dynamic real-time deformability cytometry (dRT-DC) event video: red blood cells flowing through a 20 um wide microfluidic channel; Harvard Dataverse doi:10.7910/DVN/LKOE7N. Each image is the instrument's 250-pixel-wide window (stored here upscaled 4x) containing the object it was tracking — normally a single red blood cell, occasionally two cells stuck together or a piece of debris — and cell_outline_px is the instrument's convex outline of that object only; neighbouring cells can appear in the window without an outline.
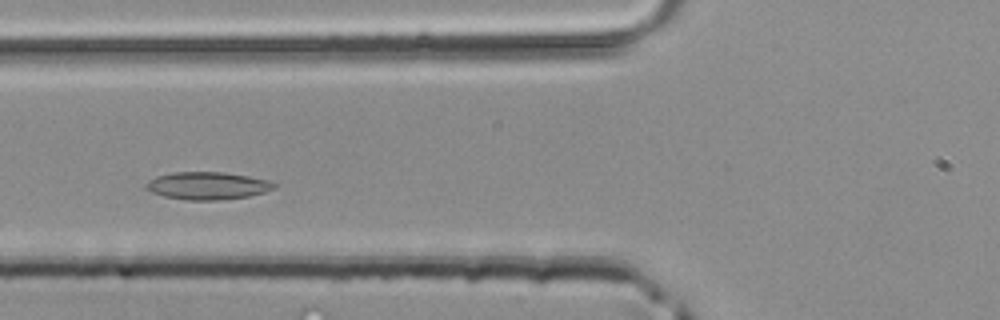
{"species": "common noctule bat (a hibernating species)", "species_latin": "Nyctalus noctula", "temperature_condition": "room temperature", "stored_images_in_passage": 38, "camera_frame_rate_fps": 3000, "um_per_image_px": 0.085, "animal": {"sex": "male", "body_mass_g": 20.4}, "frame": {"image": 1, "passage_image": 10, "time_ms": 3.0, "image_size_px": [1000, 320], "cell_outline_px": [[276, 188], [264, 192], [248, 196], [216, 200], [188, 200], [164, 196], [152, 192], [148, 188], [148, 184], [156, 176], [172, 172], [224, 172], [248, 176], [268, 180], [276, 184]], "centroid_in_image_um": [17.69, 15.78], "position_along_channel_um": 108.1, "area_um2": 20.23}}
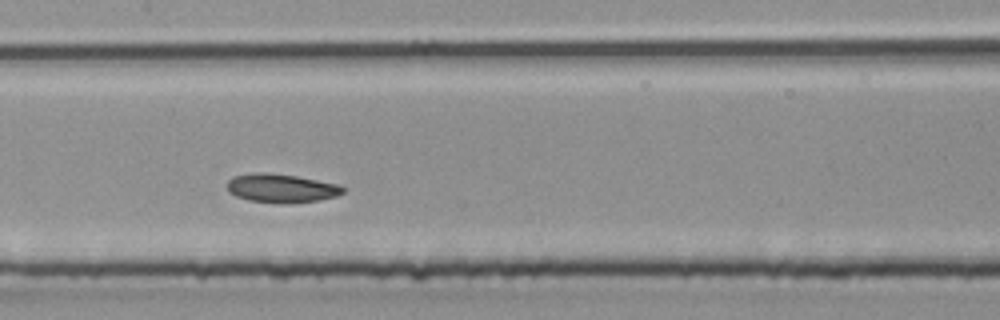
{"frame": {"image": 2, "passage_image": 15, "time_ms": 4.667, "image_size_px": [1000, 320], "cell_outline_px": [[344, 192], [336, 196], [320, 200], [288, 204], [248, 200], [236, 196], [228, 192], [228, 180], [232, 176], [252, 172], [264, 172], [296, 176], [340, 184], [344, 188]], "centroid_in_image_um": [23.91, 15.99], "position_along_channel_um": 183.5, "area_um2": 19.54}}
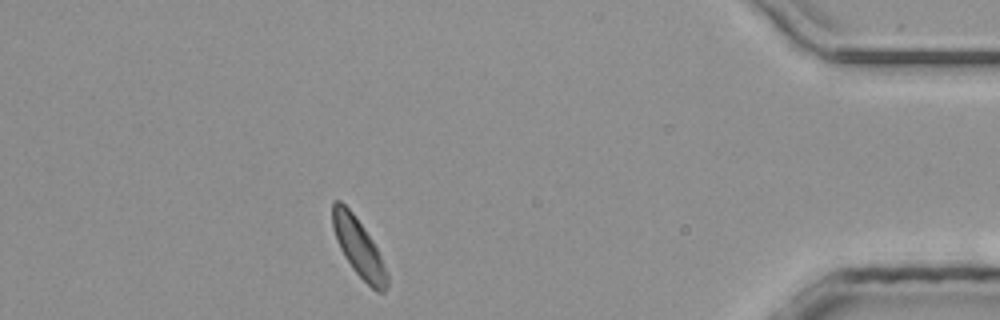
{"frame": {"image": 3, "passage_image": 33, "time_ms": 10.667, "image_size_px": [1000, 320], "cell_outline_px": [[388, 288], [384, 292], [376, 292], [352, 268], [344, 256], [336, 240], [332, 224], [332, 200], [340, 200], [352, 212], [372, 240], [388, 272]], "centroid_in_image_um": [30.48, 21.05], "position_along_channel_um": 404.7, "area_um2": 18.32}}